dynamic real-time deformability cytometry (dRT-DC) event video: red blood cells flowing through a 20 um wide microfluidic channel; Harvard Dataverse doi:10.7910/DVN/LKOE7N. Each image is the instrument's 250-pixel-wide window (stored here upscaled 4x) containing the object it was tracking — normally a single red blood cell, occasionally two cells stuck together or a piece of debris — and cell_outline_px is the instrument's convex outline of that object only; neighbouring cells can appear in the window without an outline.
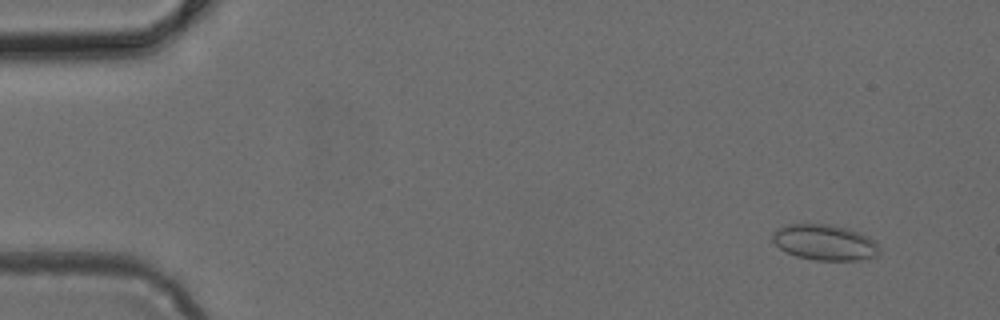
{"species": "common noctule bat (a hibernating species)", "species_latin": "Nyctalus noctula", "temperature_condition": "cold", "stored_images_in_passage": 49, "camera_frame_rate_fps": 3000, "um_per_image_px": 0.085, "animal": {"sex": "female", "body_mass_g": 24.6, "forearm_length_mm": 56.2}, "frame": {"image": 1, "passage_image": 4, "time_ms": 1.0, "image_size_px": [1000, 320], "cell_outline_px": [[880, 252], [876, 256], [860, 260], [816, 260], [796, 256], [784, 252], [772, 240], [772, 236], [776, 228], [788, 224], [828, 224], [848, 228], [860, 232], [868, 236], [880, 248]], "centroid_in_image_um": [70.09, 20.6], "position_along_channel_um": 14.9, "area_um2": 22.31}}
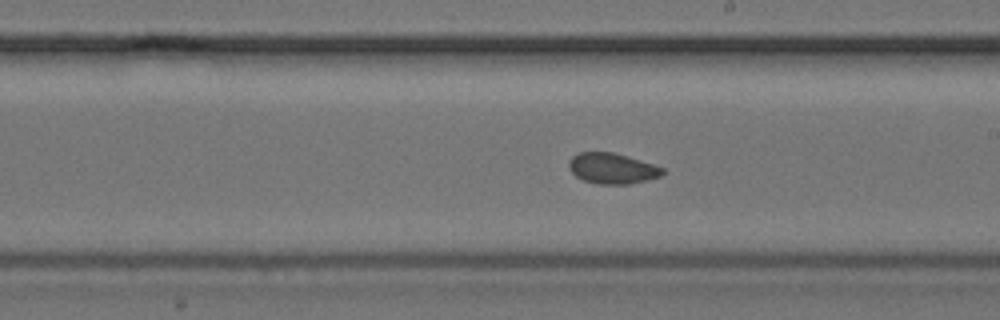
{"frame": {"image": 2, "passage_image": 28, "time_ms": 9.0, "image_size_px": [1000, 320], "cell_outline_px": [[664, 172], [660, 176], [628, 184], [596, 184], [584, 180], [576, 176], [568, 168], [568, 160], [572, 156], [580, 152], [612, 152], [628, 156], [664, 168]], "centroid_in_image_um": [51.99, 14.31], "position_along_channel_um": 237.0, "area_um2": 16.65}}
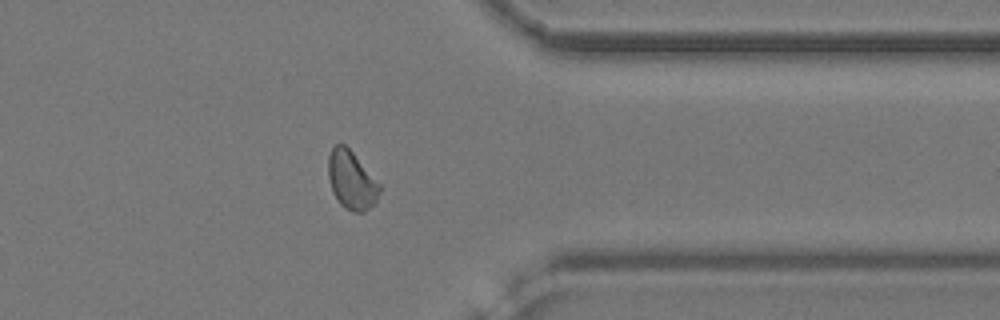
{"frame": {"image": 3, "passage_image": 39, "time_ms": 12.667, "image_size_px": [1000, 320], "cell_outline_px": [[380, 192], [376, 200], [364, 212], [352, 212], [344, 208], [340, 204], [332, 192], [328, 176], [328, 156], [332, 148], [336, 144], [344, 144], [352, 152], [380, 184]], "centroid_in_image_um": [29.85, 15.33], "position_along_channel_um": 381.5, "area_um2": 17.28}}